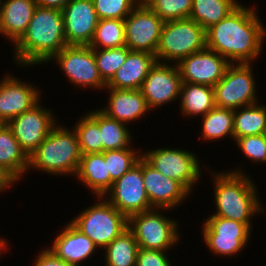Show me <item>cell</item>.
<instances>
[{
  "label": "cell",
  "mask_w": 266,
  "mask_h": 266,
  "mask_svg": "<svg viewBox=\"0 0 266 266\" xmlns=\"http://www.w3.org/2000/svg\"><path fill=\"white\" fill-rule=\"evenodd\" d=\"M126 126V124L108 117L99 109V130L103 152L106 150H120L132 145L130 129Z\"/></svg>",
  "instance_id": "cell-32"
},
{
  "label": "cell",
  "mask_w": 266,
  "mask_h": 266,
  "mask_svg": "<svg viewBox=\"0 0 266 266\" xmlns=\"http://www.w3.org/2000/svg\"><path fill=\"white\" fill-rule=\"evenodd\" d=\"M89 46L93 49L125 46L124 19H99L94 38Z\"/></svg>",
  "instance_id": "cell-33"
},
{
  "label": "cell",
  "mask_w": 266,
  "mask_h": 266,
  "mask_svg": "<svg viewBox=\"0 0 266 266\" xmlns=\"http://www.w3.org/2000/svg\"><path fill=\"white\" fill-rule=\"evenodd\" d=\"M252 63H231L214 86L215 105L239 109L258 103Z\"/></svg>",
  "instance_id": "cell-8"
},
{
  "label": "cell",
  "mask_w": 266,
  "mask_h": 266,
  "mask_svg": "<svg viewBox=\"0 0 266 266\" xmlns=\"http://www.w3.org/2000/svg\"><path fill=\"white\" fill-rule=\"evenodd\" d=\"M165 210L169 211L154 208L128 218V228L134 234L139 248L167 251L178 245L179 224L176 220L164 216L161 211Z\"/></svg>",
  "instance_id": "cell-7"
},
{
  "label": "cell",
  "mask_w": 266,
  "mask_h": 266,
  "mask_svg": "<svg viewBox=\"0 0 266 266\" xmlns=\"http://www.w3.org/2000/svg\"><path fill=\"white\" fill-rule=\"evenodd\" d=\"M251 229L239 221L210 215L202 227L203 242L216 256L239 254L247 246Z\"/></svg>",
  "instance_id": "cell-10"
},
{
  "label": "cell",
  "mask_w": 266,
  "mask_h": 266,
  "mask_svg": "<svg viewBox=\"0 0 266 266\" xmlns=\"http://www.w3.org/2000/svg\"><path fill=\"white\" fill-rule=\"evenodd\" d=\"M105 89L109 91L108 106L101 107L102 109L100 110L110 118L128 125L130 122L132 123L145 116L148 111H151L140 89Z\"/></svg>",
  "instance_id": "cell-21"
},
{
  "label": "cell",
  "mask_w": 266,
  "mask_h": 266,
  "mask_svg": "<svg viewBox=\"0 0 266 266\" xmlns=\"http://www.w3.org/2000/svg\"><path fill=\"white\" fill-rule=\"evenodd\" d=\"M15 182H18V180L0 166V193L14 186Z\"/></svg>",
  "instance_id": "cell-41"
},
{
  "label": "cell",
  "mask_w": 266,
  "mask_h": 266,
  "mask_svg": "<svg viewBox=\"0 0 266 266\" xmlns=\"http://www.w3.org/2000/svg\"><path fill=\"white\" fill-rule=\"evenodd\" d=\"M237 147L253 163L266 162V134L250 135L235 140Z\"/></svg>",
  "instance_id": "cell-38"
},
{
  "label": "cell",
  "mask_w": 266,
  "mask_h": 266,
  "mask_svg": "<svg viewBox=\"0 0 266 266\" xmlns=\"http://www.w3.org/2000/svg\"><path fill=\"white\" fill-rule=\"evenodd\" d=\"M38 255L33 266H75L61 260L48 248H44Z\"/></svg>",
  "instance_id": "cell-40"
},
{
  "label": "cell",
  "mask_w": 266,
  "mask_h": 266,
  "mask_svg": "<svg viewBox=\"0 0 266 266\" xmlns=\"http://www.w3.org/2000/svg\"><path fill=\"white\" fill-rule=\"evenodd\" d=\"M125 46L156 54L164 21L147 5H137L124 19Z\"/></svg>",
  "instance_id": "cell-13"
},
{
  "label": "cell",
  "mask_w": 266,
  "mask_h": 266,
  "mask_svg": "<svg viewBox=\"0 0 266 266\" xmlns=\"http://www.w3.org/2000/svg\"><path fill=\"white\" fill-rule=\"evenodd\" d=\"M238 169L234 171L229 169L227 172L212 171L211 174L214 176L212 178L215 181L213 182L214 202L217 209L212 215L239 221L251 228V218L260 212L263 213L264 207L259 201L254 181H251L249 175H245L241 167Z\"/></svg>",
  "instance_id": "cell-3"
},
{
  "label": "cell",
  "mask_w": 266,
  "mask_h": 266,
  "mask_svg": "<svg viewBox=\"0 0 266 266\" xmlns=\"http://www.w3.org/2000/svg\"><path fill=\"white\" fill-rule=\"evenodd\" d=\"M166 252L167 251L139 248L136 266H172Z\"/></svg>",
  "instance_id": "cell-39"
},
{
  "label": "cell",
  "mask_w": 266,
  "mask_h": 266,
  "mask_svg": "<svg viewBox=\"0 0 266 266\" xmlns=\"http://www.w3.org/2000/svg\"><path fill=\"white\" fill-rule=\"evenodd\" d=\"M142 157L140 151L132 146L120 150L104 151V160L107 162L108 172L113 181L121 178Z\"/></svg>",
  "instance_id": "cell-35"
},
{
  "label": "cell",
  "mask_w": 266,
  "mask_h": 266,
  "mask_svg": "<svg viewBox=\"0 0 266 266\" xmlns=\"http://www.w3.org/2000/svg\"><path fill=\"white\" fill-rule=\"evenodd\" d=\"M97 199V203L83 210L70 222L98 248L104 249L128 228V218L104 197L99 196Z\"/></svg>",
  "instance_id": "cell-6"
},
{
  "label": "cell",
  "mask_w": 266,
  "mask_h": 266,
  "mask_svg": "<svg viewBox=\"0 0 266 266\" xmlns=\"http://www.w3.org/2000/svg\"><path fill=\"white\" fill-rule=\"evenodd\" d=\"M40 104L38 102L31 109L16 116L7 124L28 157L57 124L53 112Z\"/></svg>",
  "instance_id": "cell-14"
},
{
  "label": "cell",
  "mask_w": 266,
  "mask_h": 266,
  "mask_svg": "<svg viewBox=\"0 0 266 266\" xmlns=\"http://www.w3.org/2000/svg\"><path fill=\"white\" fill-rule=\"evenodd\" d=\"M58 124L29 156L28 170L75 177L82 156L78 137L74 128L69 130Z\"/></svg>",
  "instance_id": "cell-4"
},
{
  "label": "cell",
  "mask_w": 266,
  "mask_h": 266,
  "mask_svg": "<svg viewBox=\"0 0 266 266\" xmlns=\"http://www.w3.org/2000/svg\"><path fill=\"white\" fill-rule=\"evenodd\" d=\"M37 6L62 10L71 0H35Z\"/></svg>",
  "instance_id": "cell-42"
},
{
  "label": "cell",
  "mask_w": 266,
  "mask_h": 266,
  "mask_svg": "<svg viewBox=\"0 0 266 266\" xmlns=\"http://www.w3.org/2000/svg\"><path fill=\"white\" fill-rule=\"evenodd\" d=\"M98 19H125L138 5L136 0H92Z\"/></svg>",
  "instance_id": "cell-37"
},
{
  "label": "cell",
  "mask_w": 266,
  "mask_h": 266,
  "mask_svg": "<svg viewBox=\"0 0 266 266\" xmlns=\"http://www.w3.org/2000/svg\"><path fill=\"white\" fill-rule=\"evenodd\" d=\"M234 140L250 135L266 134V105L259 102L234 110Z\"/></svg>",
  "instance_id": "cell-27"
},
{
  "label": "cell",
  "mask_w": 266,
  "mask_h": 266,
  "mask_svg": "<svg viewBox=\"0 0 266 266\" xmlns=\"http://www.w3.org/2000/svg\"><path fill=\"white\" fill-rule=\"evenodd\" d=\"M182 80L176 64L156 61L145 78L141 91L152 111L179 99Z\"/></svg>",
  "instance_id": "cell-15"
},
{
  "label": "cell",
  "mask_w": 266,
  "mask_h": 266,
  "mask_svg": "<svg viewBox=\"0 0 266 266\" xmlns=\"http://www.w3.org/2000/svg\"><path fill=\"white\" fill-rule=\"evenodd\" d=\"M256 8L241 3L217 24L205 30L206 48L231 63H253L263 51L266 28ZM231 59V60H230Z\"/></svg>",
  "instance_id": "cell-1"
},
{
  "label": "cell",
  "mask_w": 266,
  "mask_h": 266,
  "mask_svg": "<svg viewBox=\"0 0 266 266\" xmlns=\"http://www.w3.org/2000/svg\"><path fill=\"white\" fill-rule=\"evenodd\" d=\"M206 48L205 30L190 18L165 21L156 50V61L177 64Z\"/></svg>",
  "instance_id": "cell-5"
},
{
  "label": "cell",
  "mask_w": 266,
  "mask_h": 266,
  "mask_svg": "<svg viewBox=\"0 0 266 266\" xmlns=\"http://www.w3.org/2000/svg\"><path fill=\"white\" fill-rule=\"evenodd\" d=\"M180 110L185 116H204L215 105L214 87L182 82L180 89Z\"/></svg>",
  "instance_id": "cell-26"
},
{
  "label": "cell",
  "mask_w": 266,
  "mask_h": 266,
  "mask_svg": "<svg viewBox=\"0 0 266 266\" xmlns=\"http://www.w3.org/2000/svg\"><path fill=\"white\" fill-rule=\"evenodd\" d=\"M76 177L96 197H104L114 182L108 172L104 152L82 154Z\"/></svg>",
  "instance_id": "cell-24"
},
{
  "label": "cell",
  "mask_w": 266,
  "mask_h": 266,
  "mask_svg": "<svg viewBox=\"0 0 266 266\" xmlns=\"http://www.w3.org/2000/svg\"><path fill=\"white\" fill-rule=\"evenodd\" d=\"M105 250V266H136L139 246L132 231L127 228Z\"/></svg>",
  "instance_id": "cell-29"
},
{
  "label": "cell",
  "mask_w": 266,
  "mask_h": 266,
  "mask_svg": "<svg viewBox=\"0 0 266 266\" xmlns=\"http://www.w3.org/2000/svg\"><path fill=\"white\" fill-rule=\"evenodd\" d=\"M0 166L18 181L28 172L29 157L21 149L12 129L4 124L0 129Z\"/></svg>",
  "instance_id": "cell-25"
},
{
  "label": "cell",
  "mask_w": 266,
  "mask_h": 266,
  "mask_svg": "<svg viewBox=\"0 0 266 266\" xmlns=\"http://www.w3.org/2000/svg\"><path fill=\"white\" fill-rule=\"evenodd\" d=\"M67 45L89 46L98 17L92 0H71L62 10Z\"/></svg>",
  "instance_id": "cell-17"
},
{
  "label": "cell",
  "mask_w": 266,
  "mask_h": 266,
  "mask_svg": "<svg viewBox=\"0 0 266 266\" xmlns=\"http://www.w3.org/2000/svg\"><path fill=\"white\" fill-rule=\"evenodd\" d=\"M143 183L153 208L173 209L190 195L177 181L164 176L142 158Z\"/></svg>",
  "instance_id": "cell-19"
},
{
  "label": "cell",
  "mask_w": 266,
  "mask_h": 266,
  "mask_svg": "<svg viewBox=\"0 0 266 266\" xmlns=\"http://www.w3.org/2000/svg\"><path fill=\"white\" fill-rule=\"evenodd\" d=\"M141 154L155 170L179 182L190 194L193 192V186L202 174L197 154L194 155L193 151L157 147Z\"/></svg>",
  "instance_id": "cell-9"
},
{
  "label": "cell",
  "mask_w": 266,
  "mask_h": 266,
  "mask_svg": "<svg viewBox=\"0 0 266 266\" xmlns=\"http://www.w3.org/2000/svg\"><path fill=\"white\" fill-rule=\"evenodd\" d=\"M150 0H136L138 5H146Z\"/></svg>",
  "instance_id": "cell-44"
},
{
  "label": "cell",
  "mask_w": 266,
  "mask_h": 266,
  "mask_svg": "<svg viewBox=\"0 0 266 266\" xmlns=\"http://www.w3.org/2000/svg\"><path fill=\"white\" fill-rule=\"evenodd\" d=\"M76 131L81 154L102 153L103 143L99 130V109L87 112L74 127Z\"/></svg>",
  "instance_id": "cell-31"
},
{
  "label": "cell",
  "mask_w": 266,
  "mask_h": 266,
  "mask_svg": "<svg viewBox=\"0 0 266 266\" xmlns=\"http://www.w3.org/2000/svg\"><path fill=\"white\" fill-rule=\"evenodd\" d=\"M36 7L35 0H2L0 34L15 45L27 31Z\"/></svg>",
  "instance_id": "cell-23"
},
{
  "label": "cell",
  "mask_w": 266,
  "mask_h": 266,
  "mask_svg": "<svg viewBox=\"0 0 266 266\" xmlns=\"http://www.w3.org/2000/svg\"><path fill=\"white\" fill-rule=\"evenodd\" d=\"M231 64L208 48L181 59L176 65L182 82L214 87Z\"/></svg>",
  "instance_id": "cell-16"
},
{
  "label": "cell",
  "mask_w": 266,
  "mask_h": 266,
  "mask_svg": "<svg viewBox=\"0 0 266 266\" xmlns=\"http://www.w3.org/2000/svg\"><path fill=\"white\" fill-rule=\"evenodd\" d=\"M239 3L236 0H192L189 18L206 30L225 18Z\"/></svg>",
  "instance_id": "cell-28"
},
{
  "label": "cell",
  "mask_w": 266,
  "mask_h": 266,
  "mask_svg": "<svg viewBox=\"0 0 266 266\" xmlns=\"http://www.w3.org/2000/svg\"><path fill=\"white\" fill-rule=\"evenodd\" d=\"M8 243L7 241L4 240V238H1L0 237V256H1V253L5 250H8Z\"/></svg>",
  "instance_id": "cell-43"
},
{
  "label": "cell",
  "mask_w": 266,
  "mask_h": 266,
  "mask_svg": "<svg viewBox=\"0 0 266 266\" xmlns=\"http://www.w3.org/2000/svg\"><path fill=\"white\" fill-rule=\"evenodd\" d=\"M4 125V123L0 120V129Z\"/></svg>",
  "instance_id": "cell-45"
},
{
  "label": "cell",
  "mask_w": 266,
  "mask_h": 266,
  "mask_svg": "<svg viewBox=\"0 0 266 266\" xmlns=\"http://www.w3.org/2000/svg\"><path fill=\"white\" fill-rule=\"evenodd\" d=\"M94 55L99 75L107 84L126 61L128 47L94 49Z\"/></svg>",
  "instance_id": "cell-34"
},
{
  "label": "cell",
  "mask_w": 266,
  "mask_h": 266,
  "mask_svg": "<svg viewBox=\"0 0 266 266\" xmlns=\"http://www.w3.org/2000/svg\"><path fill=\"white\" fill-rule=\"evenodd\" d=\"M14 46L17 65L33 67L48 63L67 46L62 11L37 6L27 31Z\"/></svg>",
  "instance_id": "cell-2"
},
{
  "label": "cell",
  "mask_w": 266,
  "mask_h": 266,
  "mask_svg": "<svg viewBox=\"0 0 266 266\" xmlns=\"http://www.w3.org/2000/svg\"><path fill=\"white\" fill-rule=\"evenodd\" d=\"M49 61H56L60 70L74 86L100 89V91L106 88L98 72L94 49L90 46L67 45Z\"/></svg>",
  "instance_id": "cell-11"
},
{
  "label": "cell",
  "mask_w": 266,
  "mask_h": 266,
  "mask_svg": "<svg viewBox=\"0 0 266 266\" xmlns=\"http://www.w3.org/2000/svg\"><path fill=\"white\" fill-rule=\"evenodd\" d=\"M155 62L156 57L154 54L143 51H132L128 48L126 61L106 84V88L120 90L141 89L150 68Z\"/></svg>",
  "instance_id": "cell-22"
},
{
  "label": "cell",
  "mask_w": 266,
  "mask_h": 266,
  "mask_svg": "<svg viewBox=\"0 0 266 266\" xmlns=\"http://www.w3.org/2000/svg\"><path fill=\"white\" fill-rule=\"evenodd\" d=\"M36 86L21 81L12 74L0 80V120L8 124L16 116L28 111L41 99Z\"/></svg>",
  "instance_id": "cell-18"
},
{
  "label": "cell",
  "mask_w": 266,
  "mask_h": 266,
  "mask_svg": "<svg viewBox=\"0 0 266 266\" xmlns=\"http://www.w3.org/2000/svg\"><path fill=\"white\" fill-rule=\"evenodd\" d=\"M54 238L52 247H48L57 257L66 263L81 266L83 261L92 257L95 250L99 249L94 242L68 222Z\"/></svg>",
  "instance_id": "cell-20"
},
{
  "label": "cell",
  "mask_w": 266,
  "mask_h": 266,
  "mask_svg": "<svg viewBox=\"0 0 266 266\" xmlns=\"http://www.w3.org/2000/svg\"><path fill=\"white\" fill-rule=\"evenodd\" d=\"M164 22L190 17L192 0H150L146 4Z\"/></svg>",
  "instance_id": "cell-36"
},
{
  "label": "cell",
  "mask_w": 266,
  "mask_h": 266,
  "mask_svg": "<svg viewBox=\"0 0 266 266\" xmlns=\"http://www.w3.org/2000/svg\"><path fill=\"white\" fill-rule=\"evenodd\" d=\"M234 110L215 106L202 117L201 139L215 141L225 137L234 138Z\"/></svg>",
  "instance_id": "cell-30"
},
{
  "label": "cell",
  "mask_w": 266,
  "mask_h": 266,
  "mask_svg": "<svg viewBox=\"0 0 266 266\" xmlns=\"http://www.w3.org/2000/svg\"><path fill=\"white\" fill-rule=\"evenodd\" d=\"M104 198L127 218L154 209L143 183L142 157L121 178L113 182Z\"/></svg>",
  "instance_id": "cell-12"
}]
</instances>
